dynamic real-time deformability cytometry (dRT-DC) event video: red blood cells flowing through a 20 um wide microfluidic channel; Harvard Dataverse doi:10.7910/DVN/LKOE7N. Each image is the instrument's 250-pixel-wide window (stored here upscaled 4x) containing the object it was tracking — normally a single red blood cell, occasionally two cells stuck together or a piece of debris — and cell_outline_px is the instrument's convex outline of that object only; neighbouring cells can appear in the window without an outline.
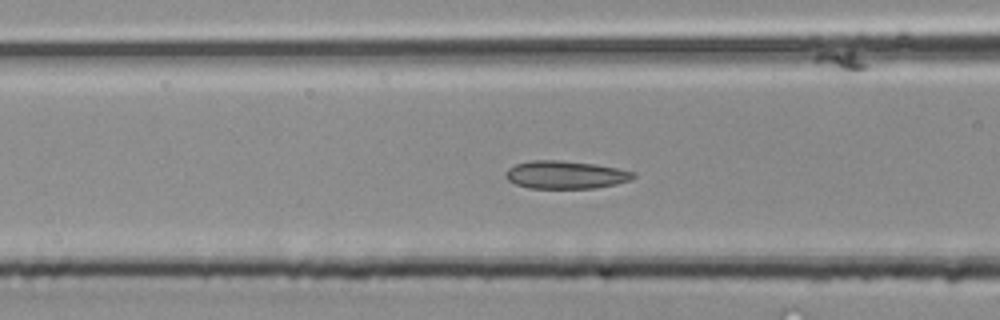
{"species": "common noctule bat (a hibernating species)", "species_latin": "Nyctalus noctula", "temperature_condition": "room temperature", "stored_images_in_passage": 41, "camera_frame_rate_fps": 3000, "um_per_image_px": 0.085, "animal": {"sex": "male", "body_mass_g": 20.4}, "frame": {"image": 1, "passage_image": 16, "time_ms": 5.0, "image_size_px": [1000, 320], "cell_outline_px": [[636, 176], [632, 180], [616, 184], [596, 188], [528, 188], [516, 184], [508, 180], [504, 176], [504, 172], [508, 168], [516, 164], [532, 160], [560, 160], [596, 164], [636, 172]], "centroid_in_image_um": [48.08, 14.85], "position_along_channel_um": 118.5, "area_um2": 20.92}}
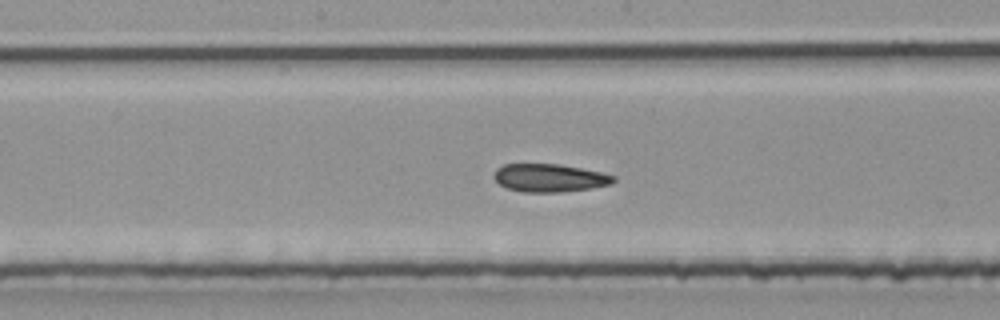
{"frame": {"image": 2, "passage_image": 21, "time_ms": 6.667, "image_size_px": [1000, 320], "cell_outline_px": [[616, 180], [612, 184], [592, 188], [560, 192], [520, 192], [508, 188], [500, 184], [492, 176], [496, 168], [504, 164], [560, 164], [600, 172], [616, 176]], "centroid_in_image_um": [46.71, 15.12], "position_along_channel_um": 201.5, "area_um2": 19.59}}
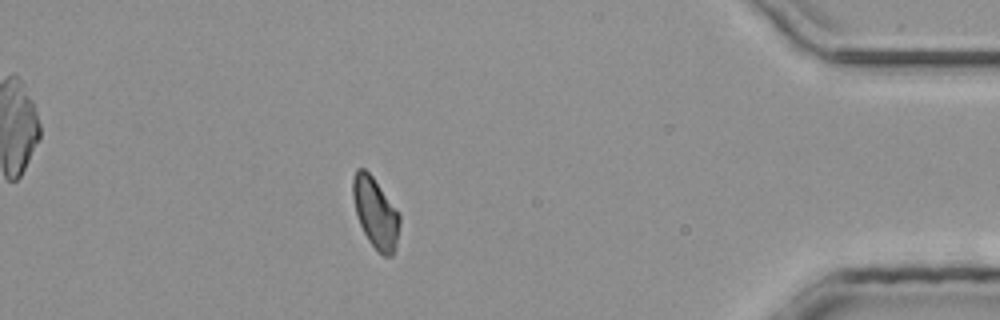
{"frame": {"image": 3, "passage_image": 36, "time_ms": 11.667, "image_size_px": [1000, 320], "cell_outline_px": [[400, 224], [396, 248], [392, 256], [384, 256], [368, 240], [360, 224], [356, 212], [352, 196], [352, 176], [356, 168], [364, 168], [372, 176], [400, 216]], "centroid_in_image_um": [31.9, 18.08], "position_along_channel_um": 403.3, "area_um2": 18.9}}